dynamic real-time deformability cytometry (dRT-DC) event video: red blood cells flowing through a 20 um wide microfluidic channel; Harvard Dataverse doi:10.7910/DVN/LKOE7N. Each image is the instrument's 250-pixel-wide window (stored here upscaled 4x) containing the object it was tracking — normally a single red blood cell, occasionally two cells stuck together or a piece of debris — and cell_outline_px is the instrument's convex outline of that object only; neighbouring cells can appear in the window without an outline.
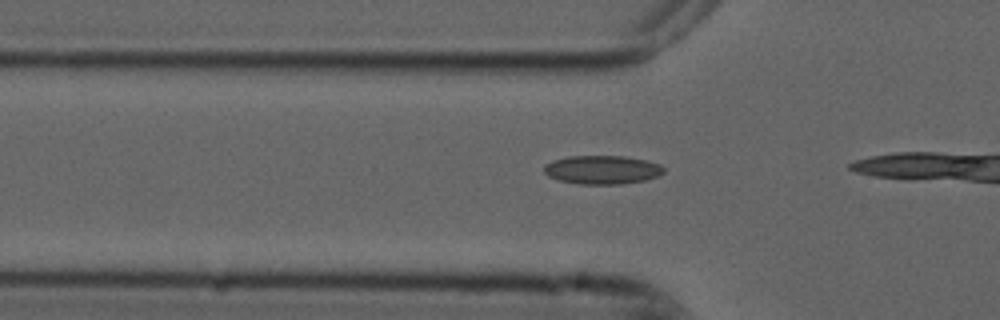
{"species": "common noctule bat (a hibernating species)", "species_latin": "Nyctalus noctula", "temperature_condition": "cold", "stored_images_in_passage": 6, "camera_frame_rate_fps": 3000, "um_per_image_px": 0.085, "animal": {"sex": "male", "forearm_length_mm": 52.5}, "frame": {"image": 1, "passage_image": 4, "time_ms": 1.0, "image_size_px": [1000, 320], "cell_outline_px": [[664, 172], [656, 176], [644, 180], [620, 184], [576, 184], [560, 180], [548, 176], [544, 172], [544, 164], [552, 160], [568, 156], [624, 156], [644, 160], [660, 164], [664, 168]], "centroid_in_image_um": [51.14, 14.42], "position_along_channel_um": 74.7, "area_um2": 19.94}}